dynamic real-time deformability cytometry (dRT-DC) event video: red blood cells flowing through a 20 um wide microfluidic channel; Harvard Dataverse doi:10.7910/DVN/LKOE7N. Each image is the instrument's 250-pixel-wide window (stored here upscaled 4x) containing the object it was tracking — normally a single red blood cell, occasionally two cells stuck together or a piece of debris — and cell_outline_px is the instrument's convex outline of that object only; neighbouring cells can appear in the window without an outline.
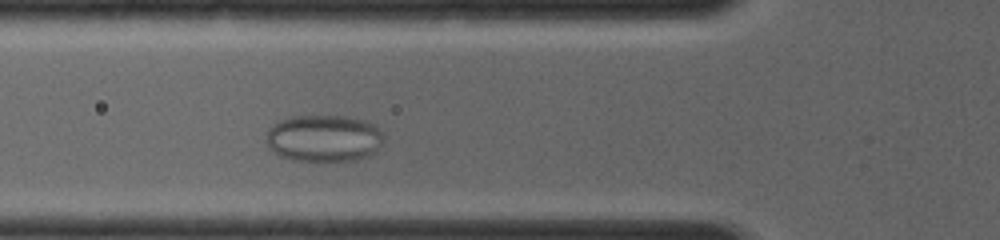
{"species": "common noctule bat (a hibernating species)", "species_latin": "Nyctalus noctula", "temperature_condition": "room temperature", "stored_images_in_passage": 10, "camera_frame_rate_fps": 4000, "um_per_image_px": 0.085, "animal": {"sex": "female", "body_mass_g": 19.0, "forearm_length_mm": 56.7}, "frame": {"image": 1, "passage_image": 4, "time_ms": 1.5, "image_size_px": [1000, 240], "cell_outline_px": [[384, 140], [376, 152], [352, 160], [292, 160], [280, 156], [268, 148], [268, 132], [280, 120], [292, 116], [348, 116], [364, 120], [376, 124], [384, 136]], "centroid_in_image_um": [27.57, 11.74], "position_along_channel_um": 98.2, "area_um2": 31.91}}